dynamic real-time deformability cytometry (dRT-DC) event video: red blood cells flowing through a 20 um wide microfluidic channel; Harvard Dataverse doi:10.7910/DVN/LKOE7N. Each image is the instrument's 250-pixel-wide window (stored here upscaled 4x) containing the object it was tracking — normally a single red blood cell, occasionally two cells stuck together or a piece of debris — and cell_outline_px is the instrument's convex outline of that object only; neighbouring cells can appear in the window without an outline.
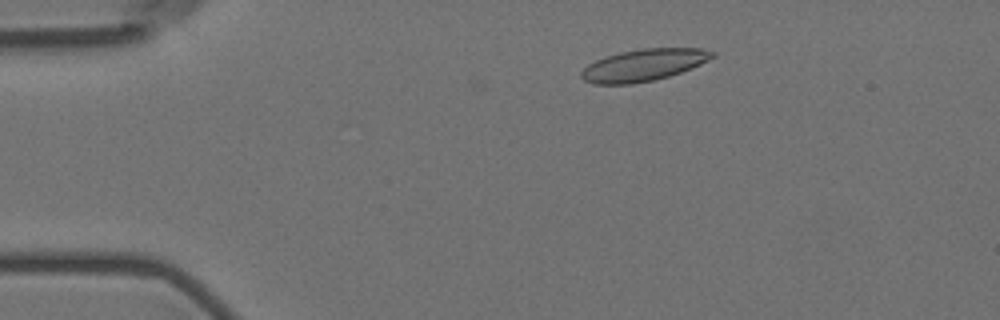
{"species": "Egyptian fruit bat (a non-hibernating species)", "species_latin": "Rousettus aegyptiacus", "temperature_condition": "room temperature", "stored_images_in_passage": 55, "camera_frame_rate_fps": 3000, "um_per_image_px": 0.085, "animal": {"sex": "female"}, "frame": {"image": 1, "passage_image": 9, "time_ms": 2.667, "image_size_px": [1000, 320], "cell_outline_px": [[716, 56], [692, 68], [668, 76], [652, 80], [632, 84], [592, 84], [584, 80], [580, 76], [580, 72], [588, 64], [596, 60], [620, 52], [644, 48], [704, 48], [716, 52]], "centroid_in_image_um": [54.72, 5.53], "position_along_channel_um": 30.3, "area_um2": 24.33}}
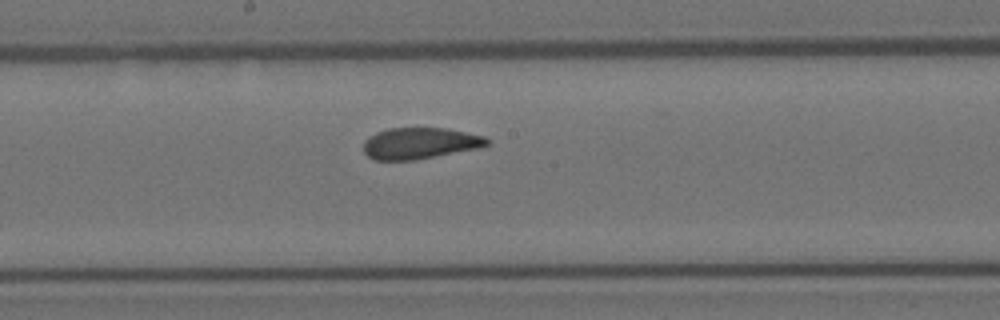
{"frame": {"image": 2, "passage_image": 29, "time_ms": 9.333, "image_size_px": [1000, 320], "cell_outline_px": [[488, 144], [480, 148], [416, 160], [372, 160], [364, 152], [364, 140], [368, 136], [376, 132], [388, 128], [448, 128], [484, 136], [488, 140]], "centroid_in_image_um": [35.67, 12.18], "position_along_channel_um": 212.5, "area_um2": 22.72}}
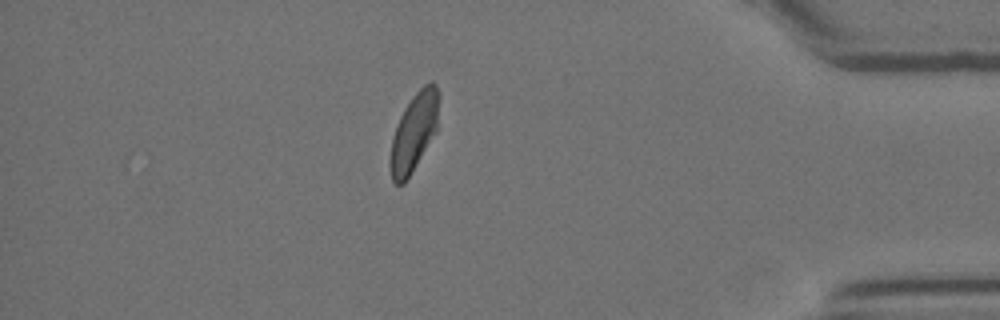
{"frame": {"image": 3, "passage_image": 48, "time_ms": 15.667, "image_size_px": [1000, 320], "cell_outline_px": [[440, 96], [436, 132], [404, 184], [396, 184], [392, 180], [388, 164], [388, 160], [392, 140], [396, 124], [404, 108], [412, 96], [424, 84], [432, 80], [436, 84], [440, 92]], "centroid_in_image_um": [35.19, 11.2], "position_along_channel_um": 400.0, "area_um2": 22.48}, "authors_computed_cell_mechanics": {"area_um2": 23.5246, "velocity_mm_per_s": 3.5568, "shape_relaxation_time_tau1_ms": 5.1768, "shape_relaxation_time_tau2_ms": 1.4544, "deformation_change_tau1": 0.1433, "deformation_change_tau2": 0.0517}}